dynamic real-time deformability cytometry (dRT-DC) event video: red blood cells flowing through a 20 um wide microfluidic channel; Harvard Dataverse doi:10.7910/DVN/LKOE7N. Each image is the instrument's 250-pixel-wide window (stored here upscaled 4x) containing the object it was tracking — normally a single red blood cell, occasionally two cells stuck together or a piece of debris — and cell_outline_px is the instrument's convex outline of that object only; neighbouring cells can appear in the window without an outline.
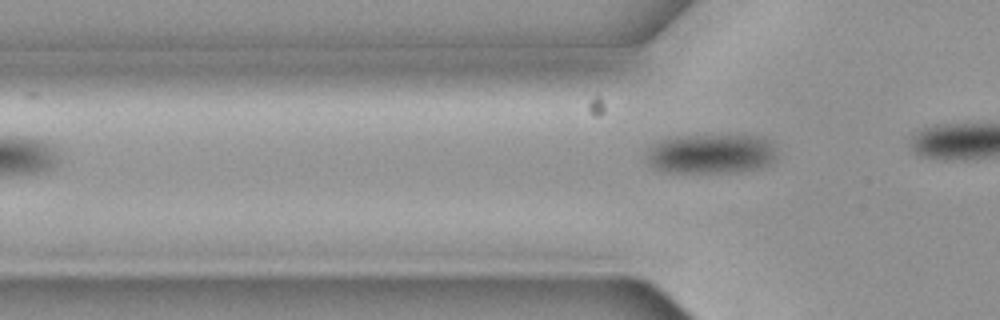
{"species": "common noctule bat (a hibernating species)", "species_latin": "Nyctalus noctula", "temperature_condition": "cold", "stored_images_in_passage": 4, "camera_frame_rate_fps": 3000, "um_per_image_px": 0.085, "animal": {"sex": "female", "body_mass_g": 19.3, "forearm_length_mm": 54.1}, "frame": {"image": 1, "passage_image": 4, "time_ms": 1.0, "image_size_px": [1000, 320], "cell_outline_px": [[776, 160], [772, 164], [764, 168], [740, 172], [664, 172], [652, 168], [648, 164], [644, 156], [648, 148], [656, 140], [668, 136], [764, 136], [772, 140], [776, 144]], "centroid_in_image_um": [60.44, 13.07], "position_along_channel_um": 65.4, "area_um2": 31.27}}